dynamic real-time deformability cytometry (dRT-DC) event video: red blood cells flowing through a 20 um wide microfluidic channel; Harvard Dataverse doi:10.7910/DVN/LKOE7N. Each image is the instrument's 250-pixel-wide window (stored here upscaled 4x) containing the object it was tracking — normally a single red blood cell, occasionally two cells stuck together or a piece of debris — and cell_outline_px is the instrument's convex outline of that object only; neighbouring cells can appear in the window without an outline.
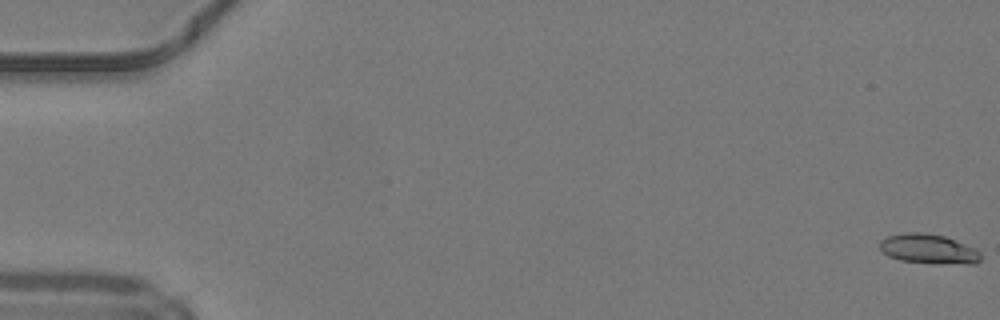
{"species": "common noctule bat (a hibernating species)", "species_latin": "Nyctalus noctula", "temperature_condition": "warm", "stored_images_in_passage": 50, "camera_frame_rate_fps": 3000, "um_per_image_px": 0.085, "animal": {"sex": "male", "body_mass_g": 19.2, "forearm_length_mm": 51.8}, "frame": {"image": 1, "passage_image": 1, "time_ms": 0.0, "image_size_px": [1000, 320], "cell_outline_px": [[980, 260], [976, 264], [932, 264], [900, 260], [888, 256], [880, 248], [880, 240], [888, 236], [908, 232], [920, 232], [944, 236], [976, 248], [980, 252]], "centroid_in_image_um": [78.95, 21.18], "position_along_channel_um": 6.0, "area_um2": 17.57}}
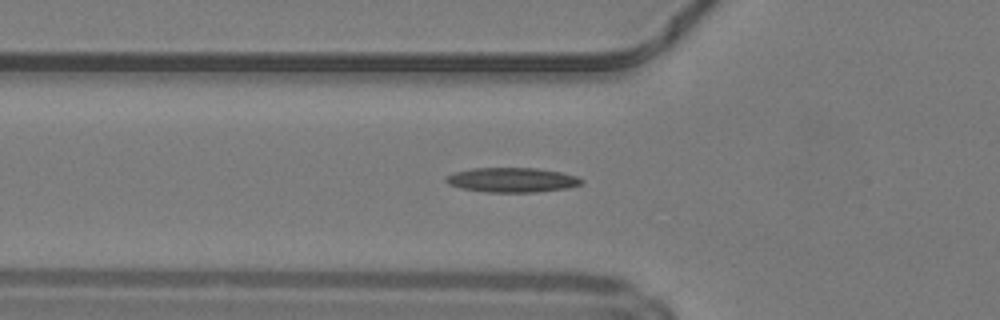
{"frame": {"image": 2, "passage_image": 18, "time_ms": 5.667, "image_size_px": [1000, 320], "cell_outline_px": [[584, 180], [580, 184], [568, 188], [536, 192], [484, 192], [460, 188], [448, 184], [444, 180], [444, 176], [456, 172], [472, 168], [536, 168], [560, 172], [576, 176]], "centroid_in_image_um": [43.48, 15.3], "position_along_channel_um": 82.3, "area_um2": 19.48}}
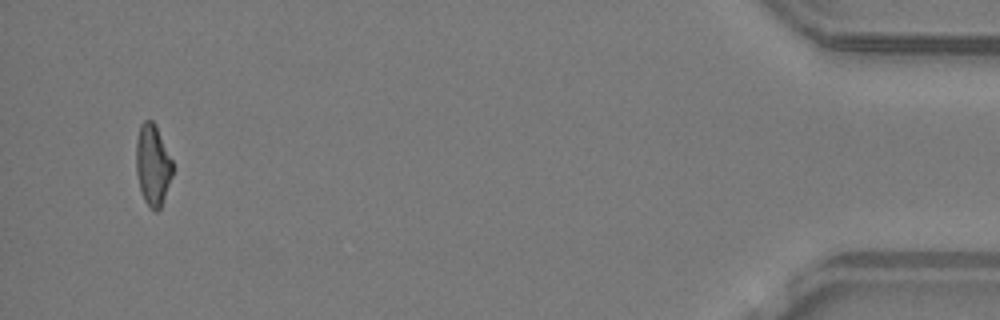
{"frame": {"image": 3, "passage_image": 48, "time_ms": 15.667, "image_size_px": [1000, 320], "cell_outline_px": [[172, 176], [160, 208], [156, 212], [144, 200], [140, 188], [136, 172], [136, 140], [140, 124], [144, 120], [152, 120], [156, 124], [172, 160]], "centroid_in_image_um": [12.97, 13.97], "position_along_channel_um": 422.2, "area_um2": 17.17}, "authors_computed_cell_mechanics": {"area_um2": 17.918, "velocity_mm_per_s": 4.1995, "shape_relaxation_time_tau1_ms": null, "shape_relaxation_time_tau2_ms": 5.9196, "deformation_change_tau1": null, "deformation_change_tau2": 0.1828}}